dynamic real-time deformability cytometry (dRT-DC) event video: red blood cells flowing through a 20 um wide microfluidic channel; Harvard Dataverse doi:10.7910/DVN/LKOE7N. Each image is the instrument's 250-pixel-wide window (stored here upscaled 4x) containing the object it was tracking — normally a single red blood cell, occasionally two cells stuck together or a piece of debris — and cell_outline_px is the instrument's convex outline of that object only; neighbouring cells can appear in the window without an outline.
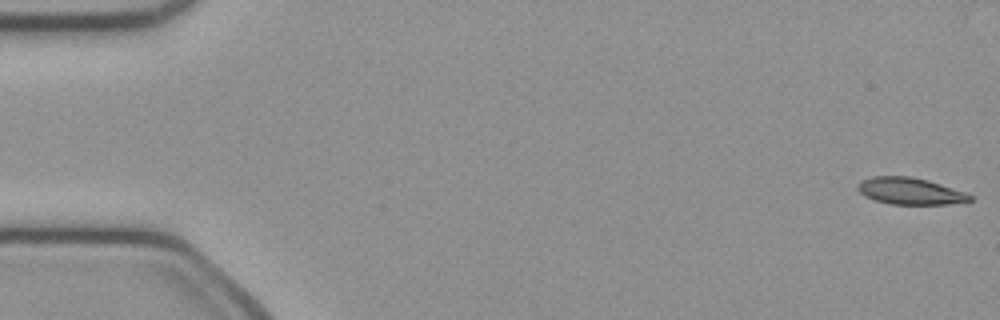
{"species": "common noctule bat (a hibernating species)", "species_latin": "Nyctalus noctula", "temperature_condition": "cold", "stored_images_in_passage": 50, "camera_frame_rate_fps": 3000, "um_per_image_px": 0.085, "animal": {"sex": "female", "body_mass_g": 21.9}, "frame": {"image": 1, "passage_image": 1, "time_ms": 0.0, "image_size_px": [1000, 320], "cell_outline_px": [[972, 200], [940, 204], [900, 204], [880, 200], [868, 196], [860, 188], [860, 184], [868, 180], [884, 176], [900, 176], [924, 180], [936, 184], [968, 196]], "centroid_in_image_um": [77.35, 16.26], "position_along_channel_um": 7.6, "area_um2": 15.37}}
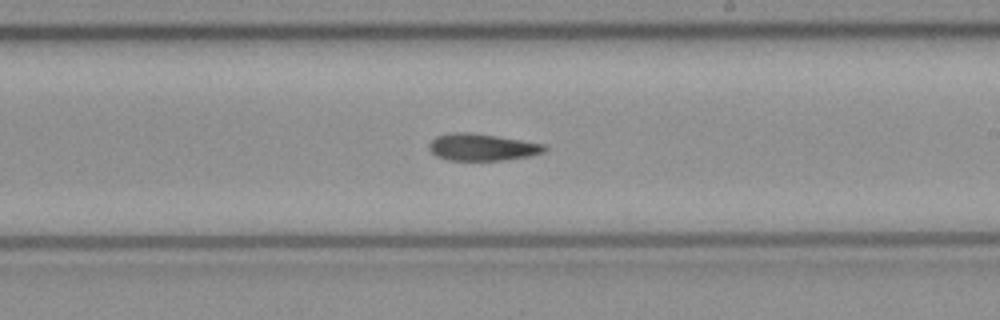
{"frame": {"image": 2, "passage_image": 29, "time_ms": 9.333, "image_size_px": [1000, 320], "cell_outline_px": [[544, 148], [536, 152], [516, 156], [488, 160], [464, 160], [444, 156], [436, 152], [432, 148], [432, 144], [436, 140], [444, 136], [488, 136], [536, 144]], "centroid_in_image_um": [40.96, 12.55], "position_along_channel_um": 248.0, "area_um2": 14.39}}
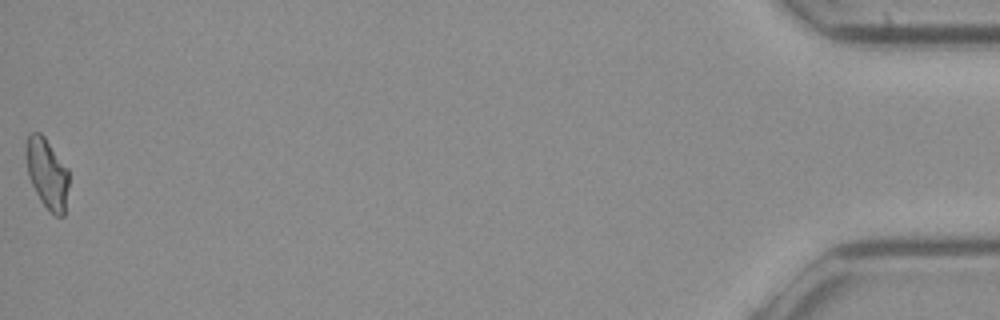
{"frame": {"image": 3, "passage_image": 50, "time_ms": 16.333, "image_size_px": [1000, 320], "cell_outline_px": [[68, 184], [64, 212], [60, 216], [52, 212], [44, 204], [32, 180], [28, 168], [28, 140], [40, 136], [44, 140], [68, 172]], "centroid_in_image_um": [4.07, 14.89], "position_along_channel_um": 431.1, "area_um2": 14.97}}